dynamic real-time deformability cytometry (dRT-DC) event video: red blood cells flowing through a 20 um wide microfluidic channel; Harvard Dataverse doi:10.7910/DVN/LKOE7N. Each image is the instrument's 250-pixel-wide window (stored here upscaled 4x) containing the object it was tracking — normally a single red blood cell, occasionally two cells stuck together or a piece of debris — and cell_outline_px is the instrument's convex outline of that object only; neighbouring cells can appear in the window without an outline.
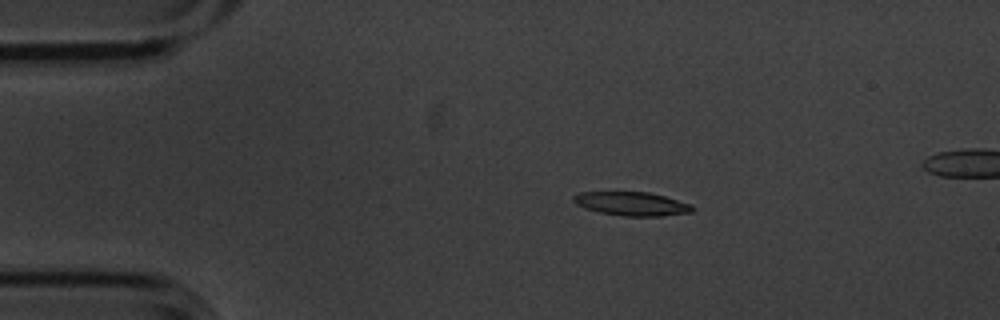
{"species": "common noctule bat (a hibernating species)", "species_latin": "Nyctalus noctula", "temperature_condition": "cold", "stored_images_in_passage": 5, "camera_frame_rate_fps": 3000, "um_per_image_px": 0.085, "animal": {"sex": "male", "body_mass_g": 20.1, "forearm_length_mm": 53.5}, "frame": {"image": 1, "passage_image": 2, "time_ms": 0.333, "image_size_px": [1000, 320], "cell_outline_px": [[696, 208], [692, 212], [660, 216], [624, 216], [600, 212], [584, 208], [576, 204], [572, 200], [572, 196], [580, 192], [648, 192], [664, 196], [692, 204]], "centroid_in_image_um": [53.7, 17.32], "position_along_channel_um": 31.3, "area_um2": 16.47}}